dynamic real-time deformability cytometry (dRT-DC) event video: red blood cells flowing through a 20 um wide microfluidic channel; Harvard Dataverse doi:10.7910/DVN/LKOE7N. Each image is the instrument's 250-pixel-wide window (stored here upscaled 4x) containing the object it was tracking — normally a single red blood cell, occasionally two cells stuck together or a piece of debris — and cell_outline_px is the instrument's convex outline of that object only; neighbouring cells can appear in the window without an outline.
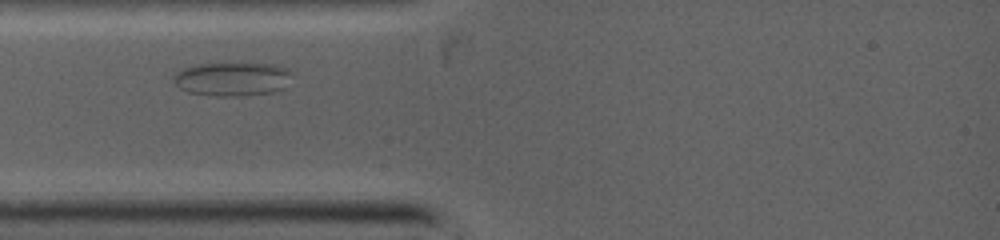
{"species": "common noctule bat (a hibernating species)", "species_latin": "Nyctalus noctula", "temperature_condition": "warm", "stored_images_in_passage": 6, "camera_frame_rate_fps": 5000, "um_per_image_px": 0.085, "animal": {"sex": "female", "body_mass_g": 19.0, "forearm_length_mm": 53.3}, "frame": {"image": 1, "passage_image": 1, "time_ms": 0.0, "image_size_px": [1000, 240], "cell_outline_px": [[288, 72], [284, 88], [272, 92], [244, 96], [216, 96], [188, 92], [180, 88], [172, 80], [176, 72], [184, 68], [196, 64], [224, 60], [240, 60], [280, 64], [288, 68]], "centroid_in_image_um": [19.72, 6.64], "position_along_channel_um": 65.3, "area_um2": 24.45}}
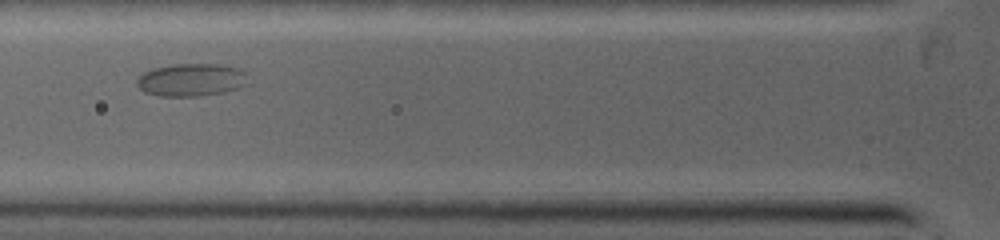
{"frame": {"image": 2, "passage_image": 3, "time_ms": 1.0, "image_size_px": [1000, 240], "cell_outline_px": [[248, 84], [224, 92], [196, 96], [156, 96], [144, 92], [136, 84], [136, 80], [144, 72], [152, 68], [172, 64], [216, 64], [236, 68], [248, 72]], "centroid_in_image_um": [16.25, 6.79], "position_along_channel_um": 109.5, "area_um2": 21.33}}
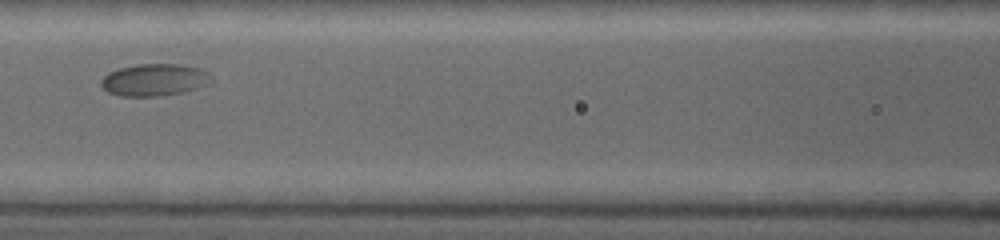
{"frame": {"image": 3, "passage_image": 5, "time_ms": 2.0, "image_size_px": [1000, 240], "cell_outline_px": [[212, 84], [184, 92], [160, 96], [120, 96], [108, 92], [100, 84], [100, 80], [108, 72], [120, 68], [136, 64], [180, 64], [200, 68], [208, 72], [212, 76]], "centroid_in_image_um": [13.16, 6.79], "position_along_channel_um": 153.4, "area_um2": 20.92}}